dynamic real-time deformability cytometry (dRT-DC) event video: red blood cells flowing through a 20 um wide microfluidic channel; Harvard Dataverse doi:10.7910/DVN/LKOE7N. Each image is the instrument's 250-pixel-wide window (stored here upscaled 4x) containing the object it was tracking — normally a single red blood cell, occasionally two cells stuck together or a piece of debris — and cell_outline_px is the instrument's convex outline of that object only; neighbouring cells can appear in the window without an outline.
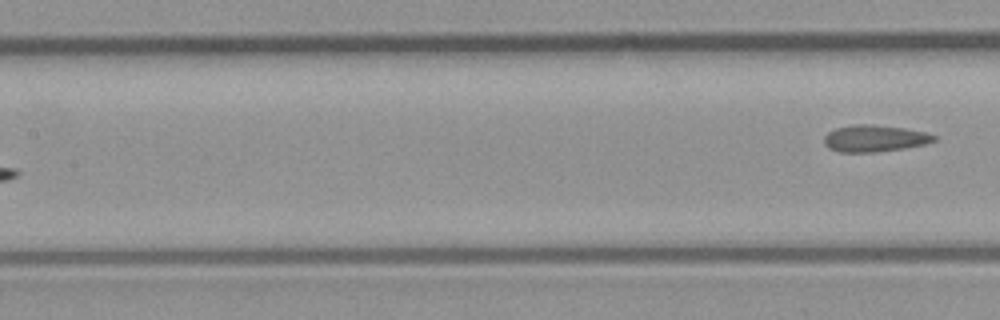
{"species": "common noctule bat (a hibernating species)", "species_latin": "Nyctalus noctula", "temperature_condition": "room temperature", "stored_images_in_passage": 6, "segment_of_instrument_passage": [2, 2], "camera_frame_rate_fps": 3000, "um_per_image_px": 0.085, "animal": {"sex": "male", "body_mass_g": 23.1, "forearm_length_mm": 52.7}, "frame": {"image": 1, "passage_image": 6, "time_ms": 1.667, "image_size_px": [1000, 320], "cell_outline_px": [[936, 140], [924, 144], [904, 148], [876, 152], [840, 152], [828, 148], [824, 144], [824, 136], [828, 132], [836, 128], [856, 124], [872, 124], [904, 128], [924, 132], [936, 136]], "centroid_in_image_um": [74.3, 11.76], "position_along_channel_um": 133.1, "area_um2": 17.05}}